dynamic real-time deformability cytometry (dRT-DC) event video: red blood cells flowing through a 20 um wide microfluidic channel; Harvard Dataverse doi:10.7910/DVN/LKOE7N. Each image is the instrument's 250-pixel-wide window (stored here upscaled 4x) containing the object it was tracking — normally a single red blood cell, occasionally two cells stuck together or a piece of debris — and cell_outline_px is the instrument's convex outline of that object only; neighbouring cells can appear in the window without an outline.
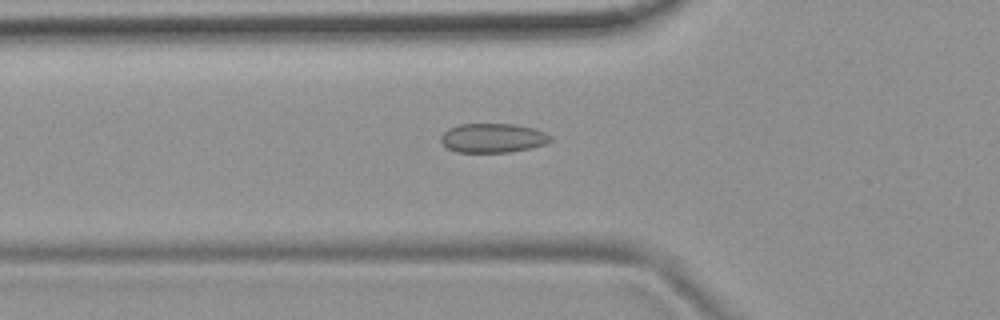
{"species": "common noctule bat (a hibernating species)", "species_latin": "Nyctalus noctula", "temperature_condition": "room temperature", "stored_images_in_passage": 46, "camera_frame_rate_fps": 3000, "um_per_image_px": 0.085, "animal": {"sex": "female", "body_mass_g": 19.9}, "frame": {"image": 1, "passage_image": 12, "time_ms": 3.667, "image_size_px": [1000, 320], "cell_outline_px": [[552, 140], [544, 144], [532, 148], [508, 152], [456, 152], [448, 148], [440, 140], [440, 136], [448, 128], [460, 124], [516, 124], [536, 128], [552, 136]], "centroid_in_image_um": [41.91, 11.72], "position_along_channel_um": 83.9, "area_um2": 18.79}}
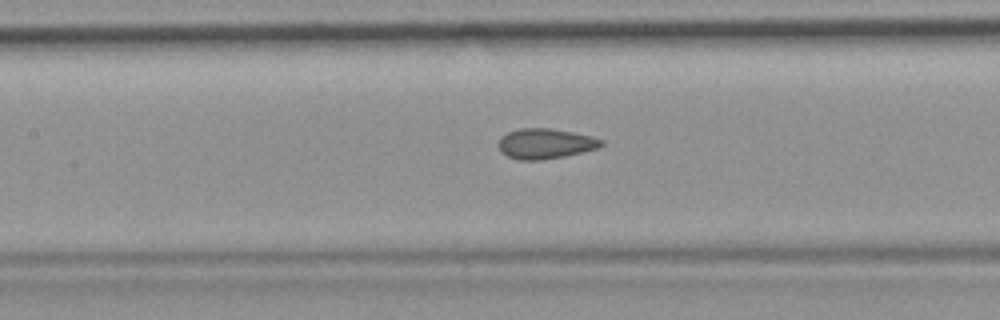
{"frame": {"image": 2, "passage_image": 18, "time_ms": 5.667, "image_size_px": [1000, 320], "cell_outline_px": [[604, 144], [596, 148], [564, 156], [540, 160], [520, 160], [508, 156], [500, 152], [500, 136], [508, 132], [520, 128], [548, 128], [572, 132], [592, 136], [604, 140]], "centroid_in_image_um": [46.35, 12.2], "position_along_channel_um": 161.1, "area_um2": 17.92}}
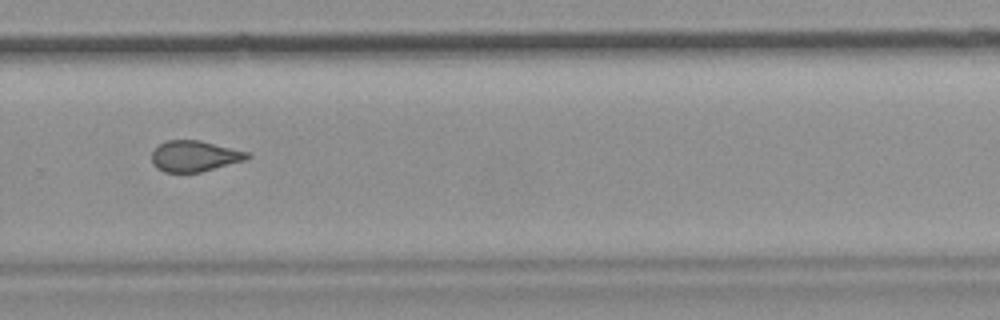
{"frame": {"image": 3, "passage_image": 30, "time_ms": 9.667, "image_size_px": [1000, 320], "cell_outline_px": [[252, 156], [248, 160], [200, 172], [164, 172], [156, 168], [152, 164], [152, 152], [160, 144], [168, 140], [200, 140], [252, 152]], "centroid_in_image_um": [16.61, 13.27], "position_along_channel_um": 313.2, "area_um2": 17.51}, "authors_computed_cell_mechanics": {"area_um2": 17.9758, "velocity_mm_per_s": 3.8242, "shape_relaxation_time_tau1_ms": null, "shape_relaxation_time_tau2_ms": 1.3167, "deformation_change_tau1": null, "deformation_change_tau2": 0.066}}